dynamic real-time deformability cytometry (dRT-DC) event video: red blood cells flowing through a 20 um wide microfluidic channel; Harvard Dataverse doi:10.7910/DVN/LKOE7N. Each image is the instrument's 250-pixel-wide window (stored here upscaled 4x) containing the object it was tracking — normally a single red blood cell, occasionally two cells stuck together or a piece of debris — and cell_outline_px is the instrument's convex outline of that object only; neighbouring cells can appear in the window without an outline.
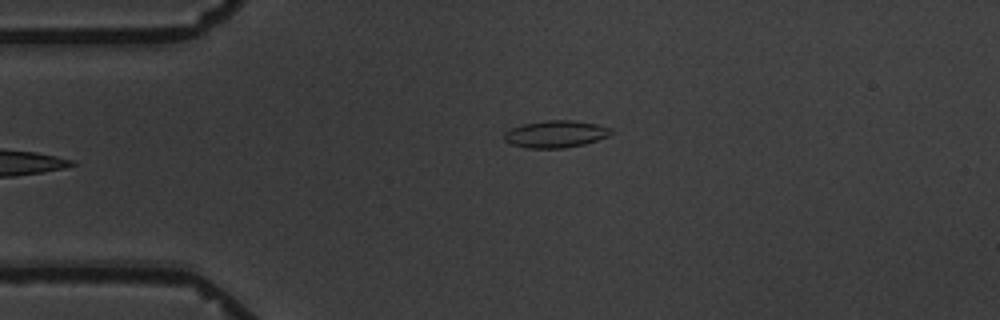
{"species": "common noctule bat (a hibernating species)", "species_latin": "Nyctalus noctula", "temperature_condition": "warm", "stored_images_in_passage": 6, "camera_frame_rate_fps": 3000, "um_per_image_px": 0.085, "animal": {"sex": "male", "body_mass_g": 19.5, "forearm_length_mm": 54.6}, "frame": {"image": 1, "passage_image": 5, "time_ms": 5.667, "image_size_px": [1000, 320], "cell_outline_px": [[612, 132], [608, 136], [584, 144], [564, 148], [528, 148], [508, 144], [504, 140], [504, 132], [512, 128], [524, 124], [544, 120], [572, 120], [596, 124], [612, 128]], "centroid_in_image_um": [47.2, 11.4], "position_along_channel_um": 37.8, "area_um2": 16.88}}